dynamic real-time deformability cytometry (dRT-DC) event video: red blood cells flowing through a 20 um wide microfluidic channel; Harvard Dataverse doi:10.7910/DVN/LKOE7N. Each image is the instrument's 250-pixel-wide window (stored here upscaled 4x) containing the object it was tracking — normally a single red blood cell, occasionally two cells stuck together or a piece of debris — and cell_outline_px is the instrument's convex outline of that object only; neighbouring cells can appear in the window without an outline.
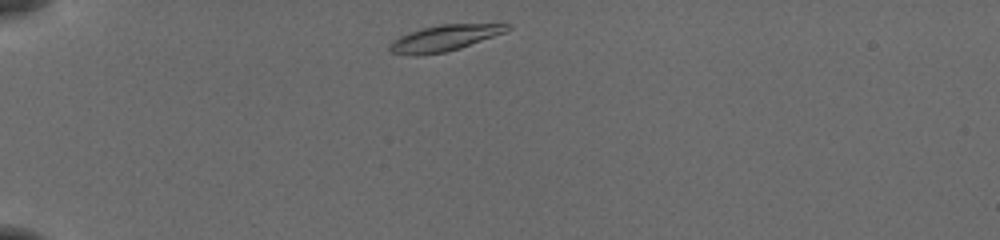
{"species": "common noctule bat (a hibernating species)", "species_latin": "Nyctalus noctula", "temperature_condition": "cold", "stored_images_in_passage": 40, "camera_frame_rate_fps": 3000, "um_per_image_px": 0.085, "animal": {"sex": "female", "body_mass_g": 19.5, "forearm_length_mm": 54.1}, "frame": {"image": 1, "passage_image": 1, "time_ms": 0.0, "image_size_px": [1000, 240], "cell_outline_px": [[512, 28], [504, 32], [460, 48], [444, 52], [416, 56], [408, 56], [392, 52], [388, 48], [392, 40], [408, 32], [420, 28], [440, 24], [512, 24]], "centroid_in_image_um": [37.72, 3.24], "position_along_channel_um": 47.3, "area_um2": 17.8}}
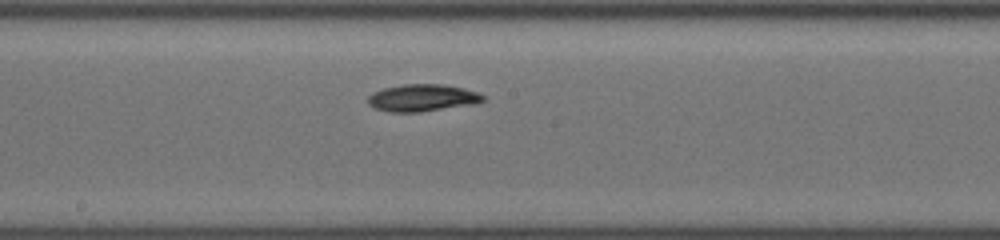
{"frame": {"image": 2, "passage_image": 17, "time_ms": 5.333, "image_size_px": [1000, 240], "cell_outline_px": [[484, 100], [476, 104], [420, 112], [388, 112], [376, 108], [368, 104], [368, 96], [372, 92], [384, 88], [404, 84], [444, 84], [464, 88], [480, 92], [484, 96]], "centroid_in_image_um": [35.93, 8.31], "position_along_channel_um": 212.3, "area_um2": 18.38}}
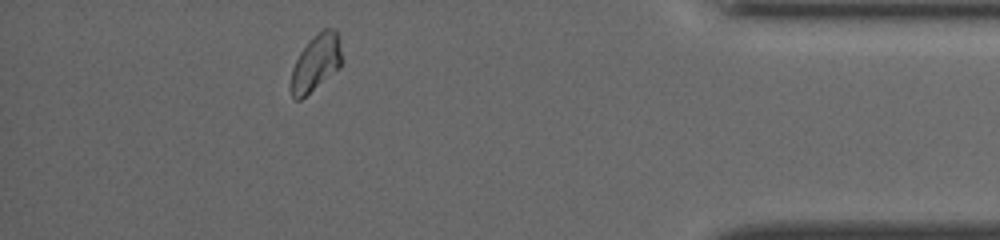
{"frame": {"image": 3, "passage_image": 35, "time_ms": 11.333, "image_size_px": [1000, 240], "cell_outline_px": [[344, 60], [340, 68], [300, 100], [296, 100], [292, 96], [292, 68], [300, 52], [324, 28], [336, 28]], "centroid_in_image_um": [26.91, 5.34], "position_along_channel_um": 408.3, "area_um2": 16.47}, "authors_computed_cell_mechanics": {"area_um2": 17.6868, "velocity_mm_per_s": 3.8405, "shape_relaxation_time_tau1_ms": 2.3353, "shape_relaxation_time_tau2_ms": null, "deformation_change_tau1": 0.0989, "deformation_change_tau2": null}}